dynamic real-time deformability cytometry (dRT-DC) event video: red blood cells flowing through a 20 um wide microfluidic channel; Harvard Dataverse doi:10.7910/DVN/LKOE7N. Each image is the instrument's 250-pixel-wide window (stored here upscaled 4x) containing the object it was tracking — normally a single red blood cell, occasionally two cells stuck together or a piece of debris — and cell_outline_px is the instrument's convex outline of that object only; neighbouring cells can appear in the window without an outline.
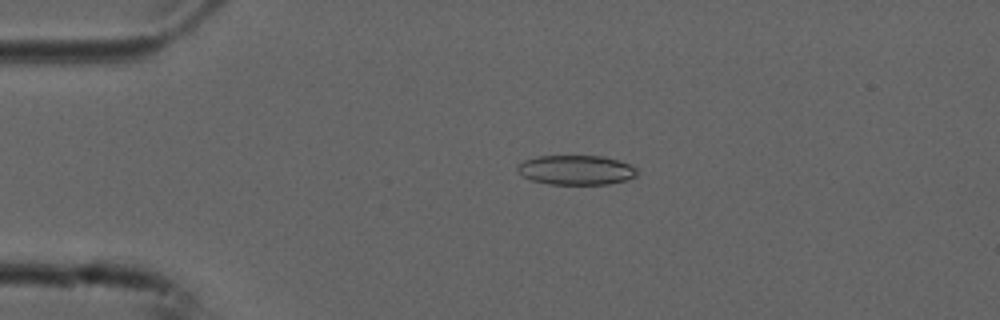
{"species": "common noctule bat (a hibernating species)", "species_latin": "Nyctalus noctula", "temperature_condition": "cold", "stored_images_in_passage": 5, "camera_frame_rate_fps": 3000, "um_per_image_px": 0.085, "animal": {"sex": "male", "forearm_length_mm": 52.5}, "frame": {"image": 1, "passage_image": 4, "time_ms": 1.0, "image_size_px": [1000, 320], "cell_outline_px": [[640, 172], [636, 176], [628, 180], [608, 184], [548, 184], [532, 180], [524, 176], [516, 168], [516, 164], [524, 160], [540, 156], [604, 156], [620, 160], [636, 168]], "centroid_in_image_um": [49.01, 14.45], "position_along_channel_um": 36.0, "area_um2": 20.75}}